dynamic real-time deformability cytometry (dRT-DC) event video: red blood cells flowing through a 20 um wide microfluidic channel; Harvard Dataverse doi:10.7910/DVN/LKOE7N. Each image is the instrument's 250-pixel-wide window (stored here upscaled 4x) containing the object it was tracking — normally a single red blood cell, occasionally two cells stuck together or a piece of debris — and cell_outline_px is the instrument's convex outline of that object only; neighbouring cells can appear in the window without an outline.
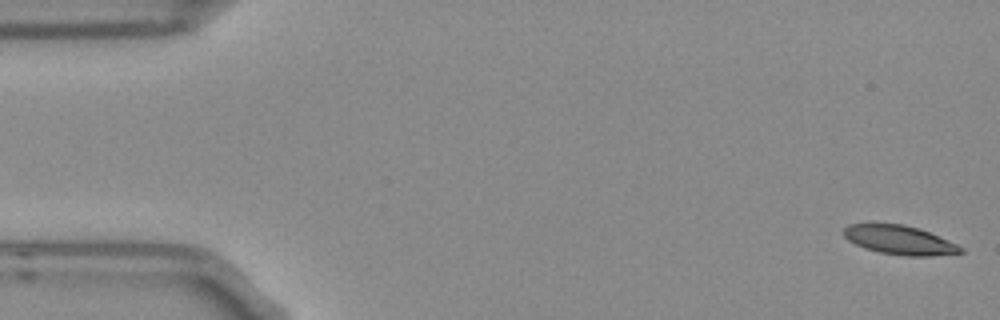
{"species": "Egyptian fruit bat (a non-hibernating species)", "species_latin": "Rousettus aegyptiacus", "temperature_condition": "room temperature", "stored_images_in_passage": 4, "camera_frame_rate_fps": 3000, "um_per_image_px": 0.085, "frame": {"image": 1, "passage_image": 1, "time_ms": 0.0, "image_size_px": [1000, 320], "cell_outline_px": [[964, 252], [932, 256], [908, 256], [880, 252], [864, 248], [848, 240], [840, 232], [848, 224], [904, 224], [920, 228], [956, 244], [964, 248]], "centroid_in_image_um": [76.44, 20.4], "position_along_channel_um": 8.6, "area_um2": 19.71}}
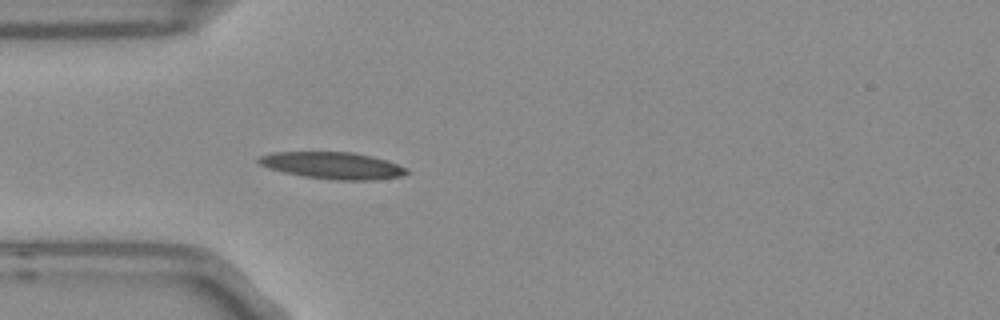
{"frame": {"image": 2, "passage_image": 4, "time_ms": 1.0, "image_size_px": [1000, 320], "cell_outline_px": [[408, 172], [400, 176], [372, 180], [336, 180], [304, 176], [284, 172], [260, 164], [256, 160], [260, 156], [272, 152], [352, 152], [372, 156], [408, 168]], "centroid_in_image_um": [28.27, 14.06], "position_along_channel_um": 56.7, "area_um2": 22.83}}